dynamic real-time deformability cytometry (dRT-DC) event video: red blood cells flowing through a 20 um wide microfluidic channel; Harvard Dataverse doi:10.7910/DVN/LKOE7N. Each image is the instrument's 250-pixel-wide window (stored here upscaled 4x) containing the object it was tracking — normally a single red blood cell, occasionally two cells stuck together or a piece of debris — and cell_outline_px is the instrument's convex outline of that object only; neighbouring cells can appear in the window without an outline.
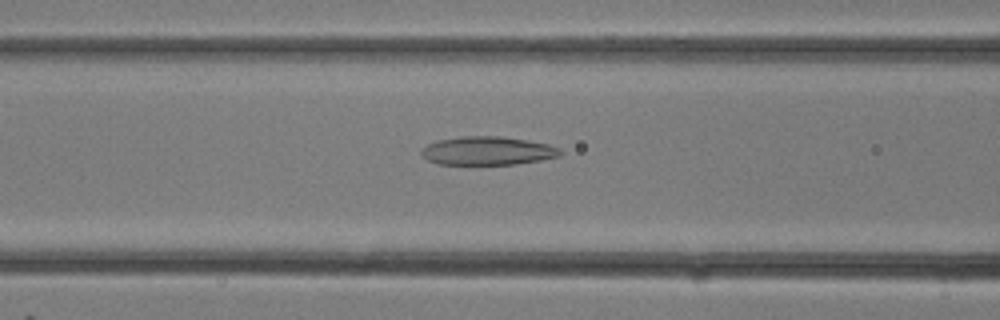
{"species": "common noctule bat (a hibernating species)", "species_latin": "Nyctalus noctula", "temperature_condition": "room temperature", "stored_images_in_passage": 16, "camera_frame_rate_fps": 3000, "um_per_image_px": 0.085, "animal": {"sex": "female"}, "frame": {"image": 1, "passage_image": 12, "time_ms": 3.667, "image_size_px": [1000, 320], "cell_outline_px": [[560, 156], [540, 160], [512, 164], [436, 164], [428, 160], [420, 152], [428, 144], [436, 140], [460, 136], [500, 136], [528, 140], [548, 144], [560, 148]], "centroid_in_image_um": [41.43, 12.81], "position_along_channel_um": 125.2, "area_um2": 22.95}}
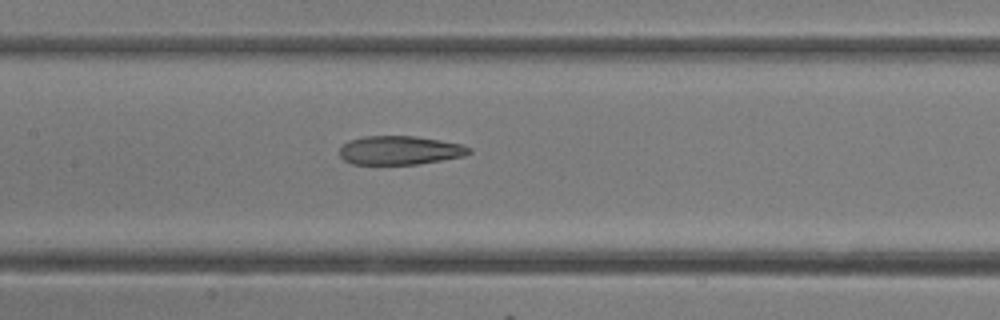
{"frame": {"image": 2, "passage_image": 14, "time_ms": 4.333, "image_size_px": [1000, 320], "cell_outline_px": [[472, 152], [464, 156], [416, 164], [352, 164], [344, 160], [340, 156], [340, 148], [348, 140], [364, 136], [416, 136], [464, 144], [472, 148]], "centroid_in_image_um": [34.01, 12.77], "position_along_channel_um": 173.4, "area_um2": 21.79}}
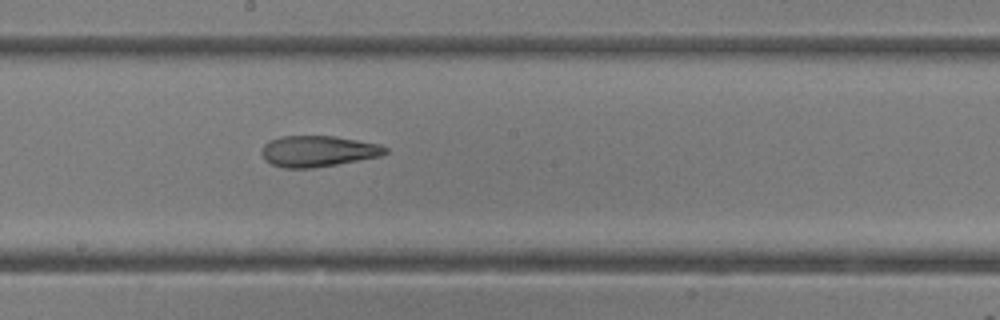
{"frame": {"image": 3, "passage_image": 16, "time_ms": 5.0, "image_size_px": [1000, 320], "cell_outline_px": [[388, 152], [380, 156], [336, 164], [312, 168], [284, 168], [272, 164], [264, 160], [260, 152], [264, 144], [268, 140], [280, 136], [332, 136], [380, 144], [388, 148]], "centroid_in_image_um": [26.99, 12.85], "position_along_channel_um": 221.2, "area_um2": 22.37}}